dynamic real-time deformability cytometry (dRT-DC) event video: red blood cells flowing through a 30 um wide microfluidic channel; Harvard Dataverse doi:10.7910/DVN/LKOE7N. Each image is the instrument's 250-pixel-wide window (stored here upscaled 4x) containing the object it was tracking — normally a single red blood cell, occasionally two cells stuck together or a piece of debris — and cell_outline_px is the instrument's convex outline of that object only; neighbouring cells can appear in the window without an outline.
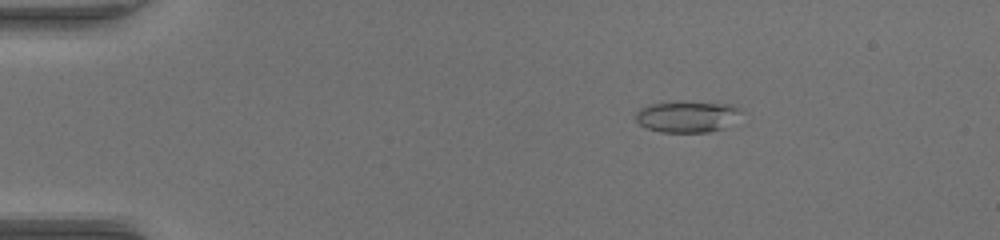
{"species": "common noctule bat (a hibernating species)", "species_latin": "Nyctalus noctula", "temperature_condition": "warm", "stored_images_in_passage": 52, "camera_frame_rate_fps": 3000, "um_per_image_px": 0.085, "animal": {"sex": "female", "body_mass_g": 17.0, "forearm_length_mm": 48.0}, "frame": {"image": 1, "passage_image": 9, "time_ms": 2.667, "image_size_px": [1000, 240], "cell_outline_px": [[744, 112], [740, 124], [708, 132], [660, 132], [648, 128], [640, 124], [636, 120], [636, 112], [640, 108], [652, 104], [736, 104], [744, 108]], "centroid_in_image_um": [58.61, 9.96], "position_along_channel_um": 26.4, "area_um2": 19.25}}
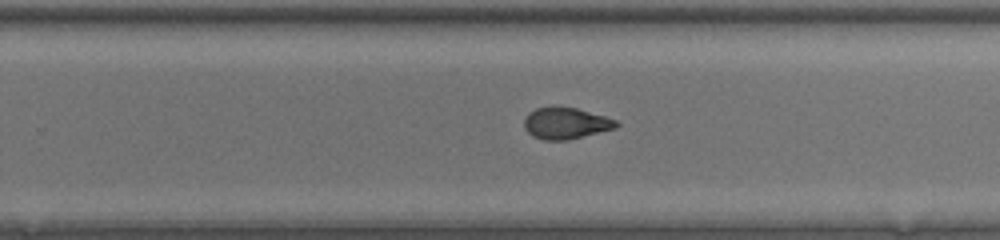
{"frame": {"image": 2, "passage_image": 34, "time_ms": 11.0, "image_size_px": [1000, 240], "cell_outline_px": [[620, 124], [616, 128], [568, 140], [544, 140], [532, 136], [524, 128], [524, 120], [528, 112], [536, 108], [552, 104], [556, 104], [576, 108], [604, 116], [616, 120]], "centroid_in_image_um": [48.05, 10.44], "position_along_channel_um": 281.7, "area_um2": 17.28}}
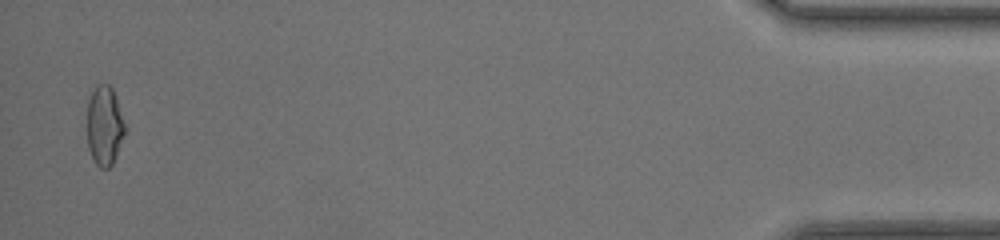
{"frame": {"image": 3, "passage_image": 51, "time_ms": 16.667, "image_size_px": [1000, 240], "cell_outline_px": [[124, 136], [112, 164], [108, 168], [100, 168], [96, 164], [88, 148], [88, 100], [96, 84], [108, 84], [112, 88], [124, 124]], "centroid_in_image_um": [8.86, 10.69], "position_along_channel_um": 426.3, "area_um2": 17.05}, "authors_computed_cell_mechanics": {"area_um2": 17.5423, "velocity_mm_per_s": 4.0587, "shape_relaxation_time_tau1_ms": null, "shape_relaxation_time_tau2_ms": 1.5243, "deformation_change_tau1": null, "deformation_change_tau2": 0.0754}}